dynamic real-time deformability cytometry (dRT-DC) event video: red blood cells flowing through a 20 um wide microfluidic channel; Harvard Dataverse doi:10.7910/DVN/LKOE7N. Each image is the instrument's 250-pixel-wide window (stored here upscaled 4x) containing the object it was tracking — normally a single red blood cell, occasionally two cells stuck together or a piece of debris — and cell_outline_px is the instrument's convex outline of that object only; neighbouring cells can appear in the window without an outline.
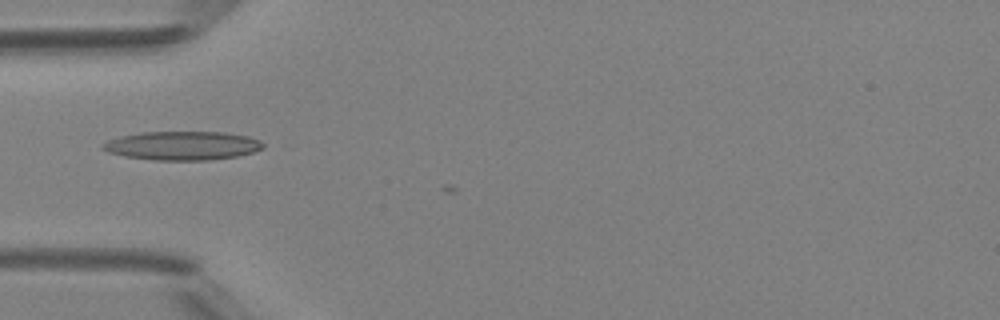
{"species": "Egyptian fruit bat (a non-hibernating species)", "species_latin": "Rousettus aegyptiacus", "temperature_condition": "room temperature", "stored_images_in_passage": 4, "camera_frame_rate_fps": 3000, "um_per_image_px": 0.085, "animal": {"sex": "female"}, "frame": {"image": 1, "passage_image": 1, "time_ms": 0.0, "image_size_px": [1000, 320], "cell_outline_px": [[264, 148], [252, 152], [236, 156], [208, 160], [156, 160], [124, 156], [108, 152], [100, 148], [108, 140], [120, 136], [144, 132], [224, 132], [248, 136], [260, 140], [264, 144]], "centroid_in_image_um": [15.51, 12.38], "position_along_channel_um": 69.5, "area_um2": 26.76}}